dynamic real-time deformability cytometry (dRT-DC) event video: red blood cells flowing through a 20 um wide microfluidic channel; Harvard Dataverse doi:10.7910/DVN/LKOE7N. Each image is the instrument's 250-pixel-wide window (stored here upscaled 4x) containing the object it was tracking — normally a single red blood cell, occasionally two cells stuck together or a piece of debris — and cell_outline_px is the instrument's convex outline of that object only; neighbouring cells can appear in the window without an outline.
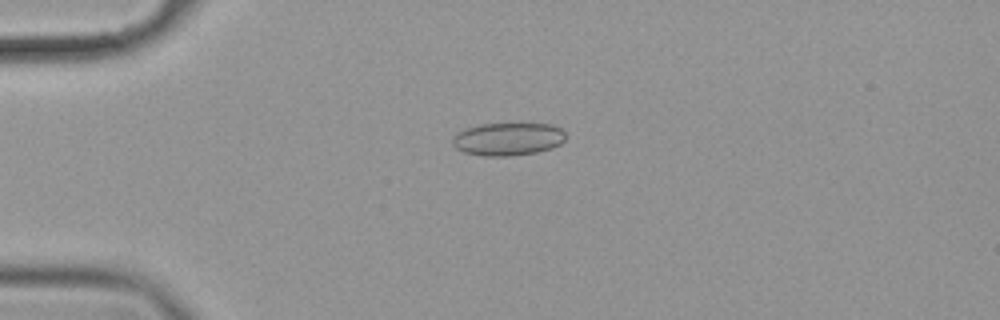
{"species": "common noctule bat (a hibernating species)", "species_latin": "Nyctalus noctula", "temperature_condition": "cold", "stored_images_in_passage": 23, "camera_frame_rate_fps": 3000, "um_per_image_px": 0.085, "animal": {"sex": "female", "body_mass_g": 19.9}, "frame": {"image": 1, "passage_image": 3, "time_ms": 0.667, "image_size_px": [1000, 320], "cell_outline_px": [[564, 140], [560, 144], [552, 148], [536, 152], [512, 156], [484, 156], [464, 152], [456, 148], [452, 144], [452, 140], [464, 128], [480, 124], [552, 124], [560, 128], [564, 132]], "centroid_in_image_um": [43.18, 11.82], "position_along_channel_um": 41.8, "area_um2": 21.56}}
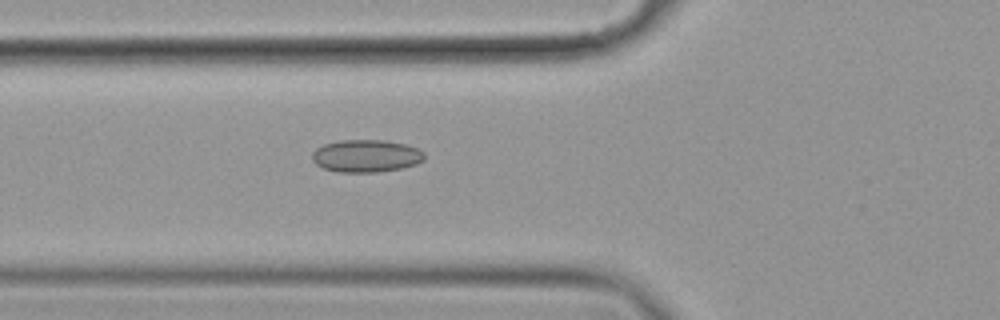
{"frame": {"image": 2, "passage_image": 10, "time_ms": 3.0, "image_size_px": [1000, 320], "cell_outline_px": [[424, 160], [416, 164], [400, 168], [376, 172], [340, 172], [324, 168], [316, 164], [312, 160], [312, 152], [316, 148], [324, 144], [340, 140], [384, 140], [404, 144], [416, 148], [424, 152]], "centroid_in_image_um": [31.1, 13.25], "position_along_channel_um": 94.7, "area_um2": 21.15}}
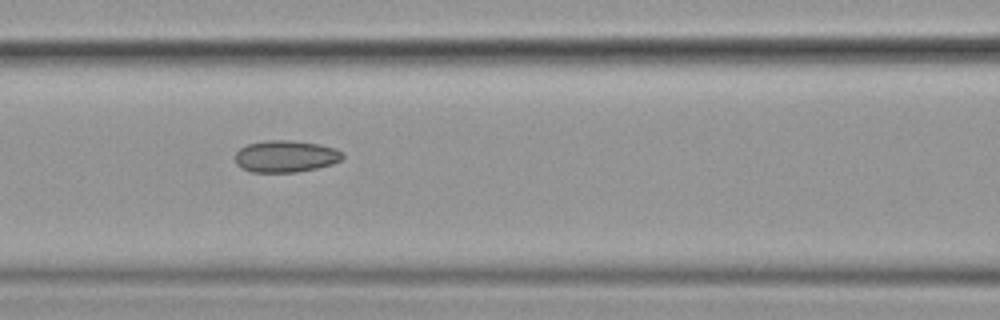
{"frame": {"image": 3, "passage_image": 14, "time_ms": 4.333, "image_size_px": [1000, 320], "cell_outline_px": [[344, 156], [340, 160], [332, 164], [316, 168], [296, 172], [252, 172], [240, 168], [236, 164], [236, 152], [240, 148], [248, 144], [264, 140], [288, 140], [320, 144], [336, 148], [344, 152]], "centroid_in_image_um": [24.29, 13.28], "position_along_channel_um": 142.3, "area_um2": 20.06}}